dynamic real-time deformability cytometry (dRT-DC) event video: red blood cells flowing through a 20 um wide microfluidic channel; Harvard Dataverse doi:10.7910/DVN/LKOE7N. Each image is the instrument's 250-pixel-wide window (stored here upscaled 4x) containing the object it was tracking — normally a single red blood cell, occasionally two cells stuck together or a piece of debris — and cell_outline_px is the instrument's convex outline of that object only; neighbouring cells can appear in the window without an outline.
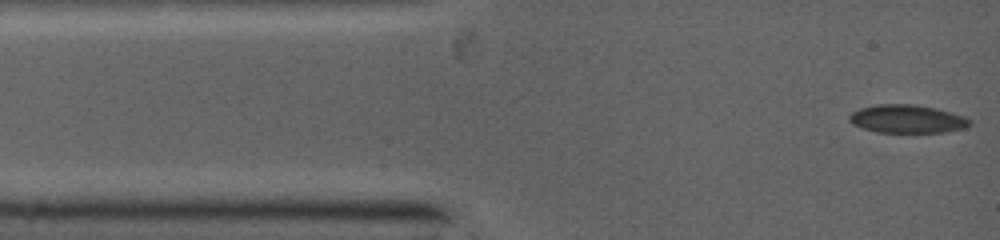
{"species": "common noctule bat (a hibernating species)", "species_latin": "Nyctalus noctula", "temperature_condition": "warm", "stored_images_in_passage": 67, "camera_frame_rate_fps": 5000, "um_per_image_px": 0.085, "animal": {"sex": "female", "body_mass_g": 19.0, "forearm_length_mm": 53.3}, "frame": {"image": 1, "passage_image": 1, "time_ms": 0.0, "image_size_px": [1000, 240], "cell_outline_px": [[972, 124], [960, 128], [944, 132], [880, 132], [864, 128], [848, 120], [848, 116], [852, 112], [860, 108], [876, 104], [916, 104], [936, 108], [964, 116], [972, 120]], "centroid_in_image_um": [77.12, 10.09], "position_along_channel_um": 7.9, "area_um2": 19.59}}
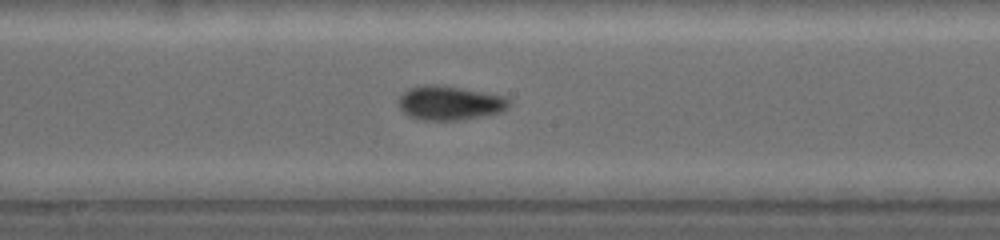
{"frame": {"image": 2, "passage_image": 28, "time_ms": 5.8, "image_size_px": [1000, 240], "cell_outline_px": [[508, 104], [500, 112], [456, 120], [424, 120], [412, 116], [404, 112], [400, 108], [400, 96], [408, 88], [456, 88], [496, 96], [504, 100]], "centroid_in_image_um": [38.13, 8.82], "position_along_channel_um": 210.1, "area_um2": 19.83}}
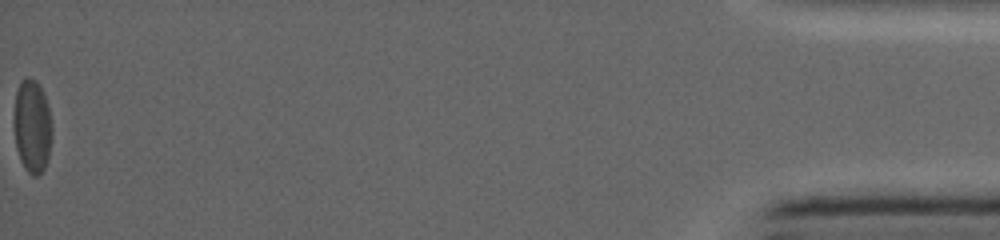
{"frame": {"image": 3, "passage_image": 67, "time_ms": 14.2, "image_size_px": [1000, 240], "cell_outline_px": [[48, 156], [44, 168], [36, 176], [28, 172], [16, 148], [16, 92], [20, 80], [24, 76], [28, 76], [36, 80], [44, 92], [48, 108]], "centroid_in_image_um": [2.71, 10.63], "position_along_channel_um": 432.5, "area_um2": 19.25}}